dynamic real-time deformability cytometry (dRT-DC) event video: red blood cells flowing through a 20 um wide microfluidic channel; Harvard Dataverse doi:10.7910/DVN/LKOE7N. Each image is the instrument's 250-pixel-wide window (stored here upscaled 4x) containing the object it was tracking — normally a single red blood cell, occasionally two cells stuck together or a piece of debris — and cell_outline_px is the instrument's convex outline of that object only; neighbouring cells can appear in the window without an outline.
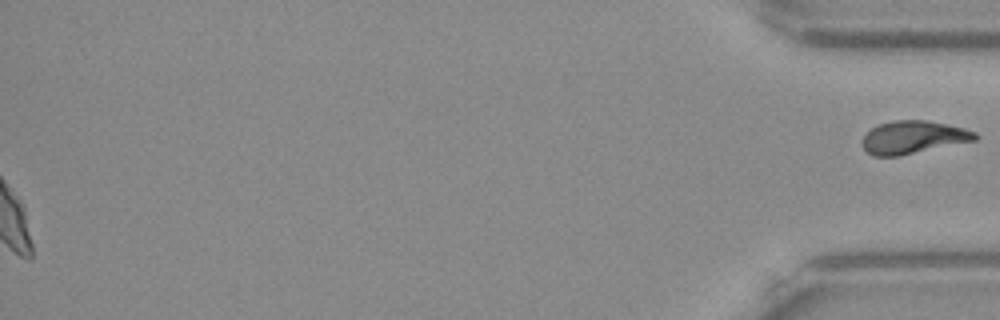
{"species": "Egyptian fruit bat (a non-hibernating species)", "species_latin": "Rousettus aegyptiacus", "temperature_condition": "warm", "stored_images_in_passage": 55, "camera_frame_rate_fps": 3000, "um_per_image_px": 0.085, "frame": {"image": 1, "passage_image": 55, "time_ms": 18.0, "image_size_px": [1000, 320], "cell_outline_px": [[980, 136], [976, 140], [900, 156], [872, 156], [860, 144], [864, 136], [872, 128], [880, 124], [892, 120], [928, 120], [948, 124], [964, 128], [976, 132]], "centroid_in_image_um": [77.64, 11.67], "position_along_channel_um": 357.6, "area_um2": 21.73}}